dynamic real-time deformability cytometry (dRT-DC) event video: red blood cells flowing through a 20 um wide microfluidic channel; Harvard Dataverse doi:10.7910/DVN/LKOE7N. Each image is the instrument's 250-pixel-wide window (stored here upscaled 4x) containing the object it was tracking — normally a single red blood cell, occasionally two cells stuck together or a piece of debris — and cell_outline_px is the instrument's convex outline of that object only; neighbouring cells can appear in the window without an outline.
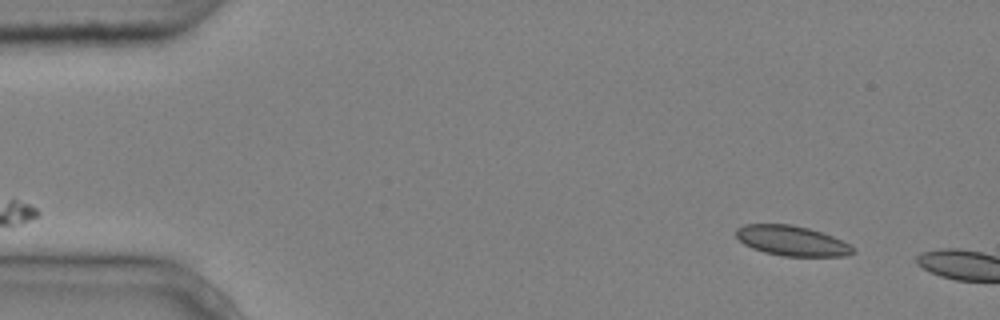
{"species": "common noctule bat (a hibernating species)", "species_latin": "Nyctalus noctula", "temperature_condition": "cold", "stored_images_in_passage": 2, "camera_frame_rate_fps": 3000, "um_per_image_px": 0.085, "animal": {"sex": "male", "body_mass_g": 20.4}, "frame": {"image": 1, "passage_image": 1, "time_ms": 0.0, "image_size_px": [1000, 320], "cell_outline_px": [[856, 252], [844, 256], [780, 256], [764, 252], [752, 248], [744, 244], [736, 236], [736, 228], [744, 224], [792, 224], [808, 228], [832, 236], [856, 248]], "centroid_in_image_um": [67.29, 20.47], "position_along_channel_um": 17.7, "area_um2": 20.46}}